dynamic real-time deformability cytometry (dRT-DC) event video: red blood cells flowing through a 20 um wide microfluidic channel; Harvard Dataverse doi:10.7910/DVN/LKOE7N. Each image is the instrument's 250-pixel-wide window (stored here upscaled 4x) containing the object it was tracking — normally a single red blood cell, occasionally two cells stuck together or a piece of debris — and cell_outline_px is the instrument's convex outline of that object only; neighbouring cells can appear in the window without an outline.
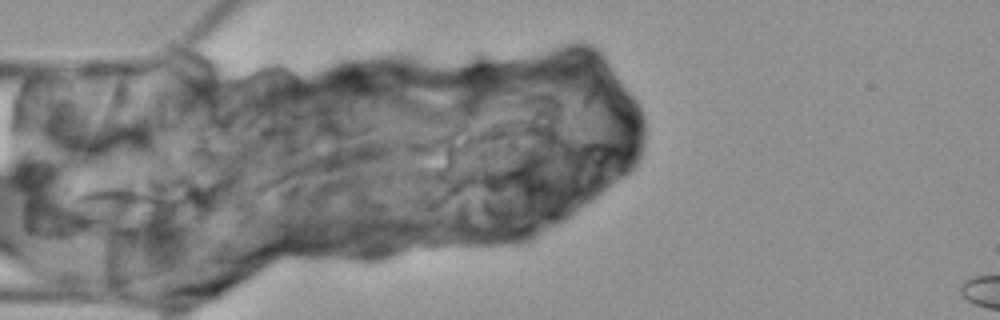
{"species": "Egyptian fruit bat (a non-hibernating species)", "species_latin": "Rousettus aegyptiacus", "temperature_condition": "cold", "stored_images_in_passage": 1, "camera_frame_rate_fps": 3000, "um_per_image_px": 0.085, "animal": {"sex": "female"}, "frame": {"image": 1, "passage_image": 1, "time_ms": 0.0, "image_size_px": [1000, 320], "cell_outline_px": [[196, 192], [188, 216], [180, 220], [84, 220], [68, 200], [72, 196], [84, 188], [120, 184], [128, 184]], "centroid_in_image_um": [11.24, 17.26], "position_along_channel_um": 73.8, "area_um2": 27.51}}